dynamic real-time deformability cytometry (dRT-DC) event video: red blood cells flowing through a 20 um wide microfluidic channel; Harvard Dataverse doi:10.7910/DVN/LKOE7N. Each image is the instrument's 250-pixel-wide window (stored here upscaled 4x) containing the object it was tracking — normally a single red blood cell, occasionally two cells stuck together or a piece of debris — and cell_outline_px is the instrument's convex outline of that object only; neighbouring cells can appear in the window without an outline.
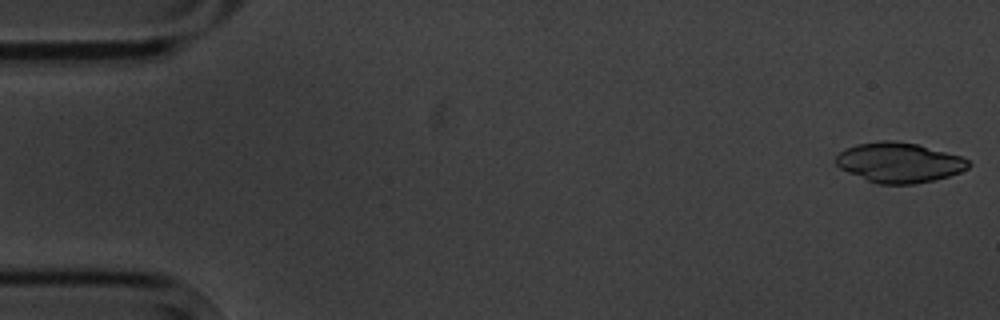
{"species": "common noctule bat (a hibernating species)", "species_latin": "Nyctalus noctula", "temperature_condition": "cold", "stored_images_in_passage": 6, "camera_frame_rate_fps": 3000, "um_per_image_px": 0.085, "animal": {"sex": "male", "body_mass_g": 20.1, "forearm_length_mm": 53.5}, "frame": {"image": 1, "passage_image": 1, "time_ms": 0.0, "image_size_px": [1000, 320], "cell_outline_px": [[972, 164], [968, 168], [960, 172], [948, 176], [916, 184], [880, 184], [868, 180], [848, 172], [840, 168], [836, 164], [836, 156], [844, 148], [856, 144], [880, 140], [896, 140], [916, 144], [960, 156], [968, 160]], "centroid_in_image_um": [76.41, 13.8], "position_along_channel_um": 8.6, "area_um2": 30.75}}